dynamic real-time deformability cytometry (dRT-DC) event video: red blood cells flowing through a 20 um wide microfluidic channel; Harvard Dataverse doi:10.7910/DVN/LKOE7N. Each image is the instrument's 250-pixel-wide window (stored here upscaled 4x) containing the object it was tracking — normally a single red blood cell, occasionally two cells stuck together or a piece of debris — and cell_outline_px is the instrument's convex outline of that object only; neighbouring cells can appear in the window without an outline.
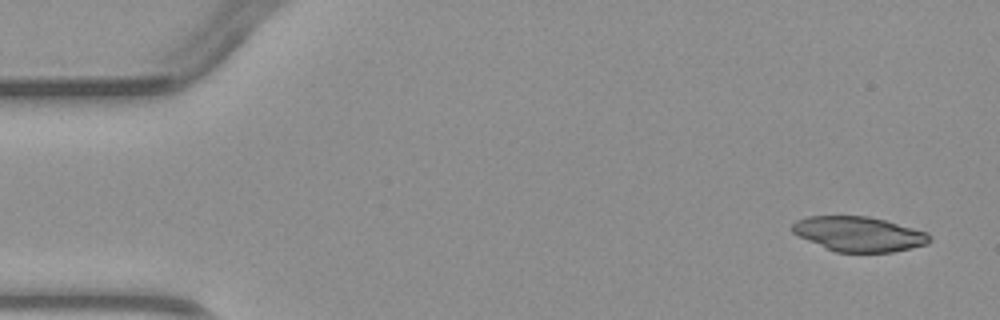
{"species": "common noctule bat (a hibernating species)", "species_latin": "Nyctalus noctula", "temperature_condition": "warm", "stored_images_in_passage": 4, "camera_frame_rate_fps": 3000, "um_per_image_px": 0.085, "animal": {"sex": "male", "body_mass_g": 23.1, "forearm_length_mm": 52.7}, "frame": {"image": 1, "passage_image": 1, "time_ms": 0.0, "image_size_px": [1000, 320], "cell_outline_px": [[932, 240], [928, 244], [912, 248], [892, 252], [836, 252], [808, 240], [792, 232], [792, 224], [796, 220], [808, 216], [868, 216], [884, 220], [928, 232]], "centroid_in_image_um": [73.03, 19.89], "position_along_channel_um": 12.0, "area_um2": 27.74}}